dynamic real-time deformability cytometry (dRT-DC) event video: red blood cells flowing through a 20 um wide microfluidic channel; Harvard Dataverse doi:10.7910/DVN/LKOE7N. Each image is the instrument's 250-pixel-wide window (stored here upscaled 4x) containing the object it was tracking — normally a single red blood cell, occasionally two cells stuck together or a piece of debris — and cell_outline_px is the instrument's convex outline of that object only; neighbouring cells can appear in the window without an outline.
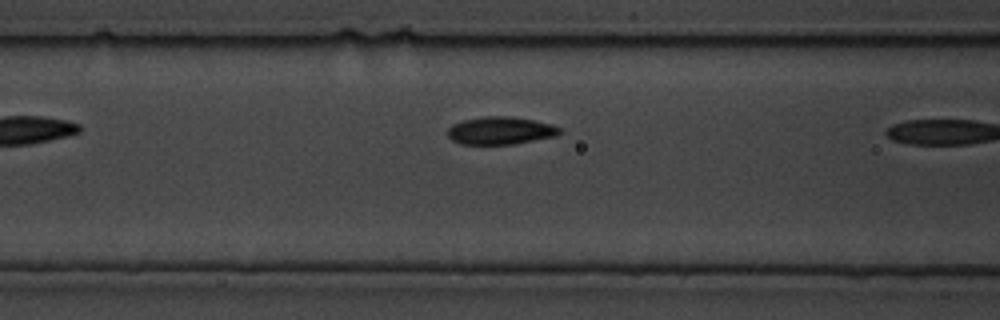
{"species": "common noctule bat (a hibernating species)", "species_latin": "Nyctalus noctula", "temperature_condition": "cold", "stored_images_in_passage": 7, "camera_frame_rate_fps": 3000, "um_per_image_px": 0.085, "animal": {"sex": "male", "body_mass_g": 19.5, "forearm_length_mm": 54.6}, "frame": {"image": 1, "passage_image": 6, "time_ms": 1.667, "image_size_px": [1000, 320], "cell_outline_px": [[560, 132], [556, 136], [516, 144], [460, 144], [452, 140], [448, 136], [448, 128], [452, 124], [464, 120], [484, 116], [508, 116], [532, 120], [552, 124], [560, 128]], "centroid_in_image_um": [42.53, 11.11], "position_along_channel_um": 124.1, "area_um2": 18.03}}